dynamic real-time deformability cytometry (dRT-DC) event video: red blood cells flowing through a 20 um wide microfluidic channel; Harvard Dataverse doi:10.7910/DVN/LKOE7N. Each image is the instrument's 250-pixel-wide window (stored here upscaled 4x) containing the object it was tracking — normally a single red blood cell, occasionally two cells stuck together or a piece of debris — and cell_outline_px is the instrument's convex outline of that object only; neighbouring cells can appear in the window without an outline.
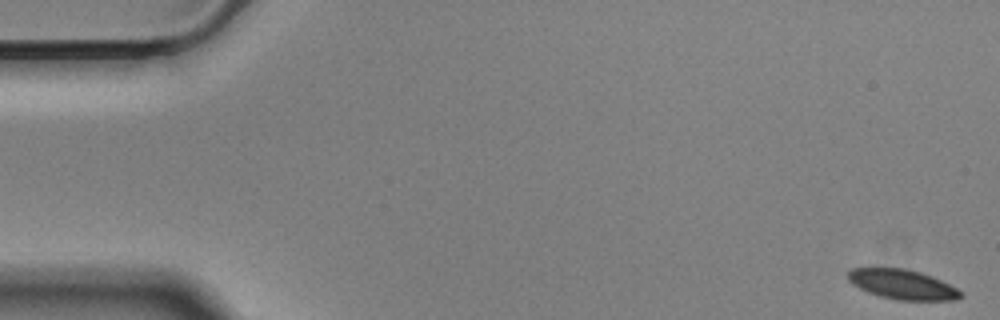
{"species": "Egyptian fruit bat (a non-hibernating species)", "species_latin": "Rousettus aegyptiacus", "temperature_condition": "cold", "stored_images_in_passage": 57, "camera_frame_rate_fps": 3000, "um_per_image_px": 0.085, "animal": {"sex": "male"}, "frame": {"image": 1, "passage_image": 1, "time_ms": 0.0, "image_size_px": [1000, 320], "cell_outline_px": [[964, 296], [952, 300], [896, 300], [880, 296], [868, 292], [852, 284], [848, 280], [848, 272], [852, 268], [872, 264], [904, 268], [920, 272], [932, 276], [964, 292]], "centroid_in_image_um": [76.63, 24.12], "position_along_channel_um": 8.4, "area_um2": 20.23}}
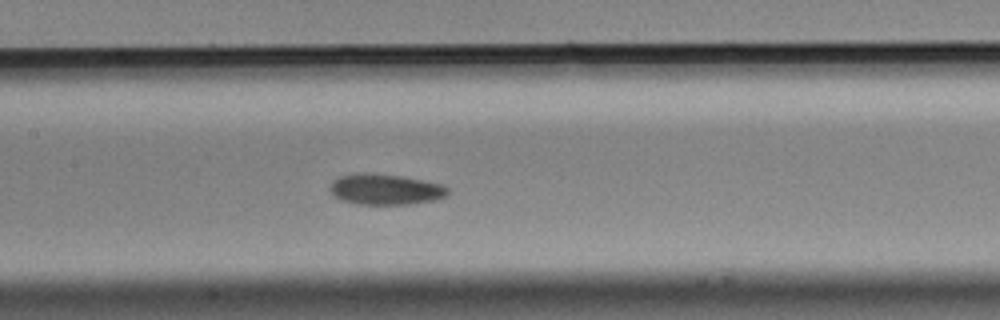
{"frame": {"image": 2, "passage_image": 27, "time_ms": 8.667, "image_size_px": [1000, 320], "cell_outline_px": [[448, 196], [436, 200], [408, 204], [356, 204], [340, 200], [332, 196], [328, 188], [332, 180], [340, 176], [356, 172], [372, 172], [400, 176], [440, 184], [448, 188]], "centroid_in_image_um": [32.68, 16.09], "position_along_channel_um": 174.7, "area_um2": 21.44}}
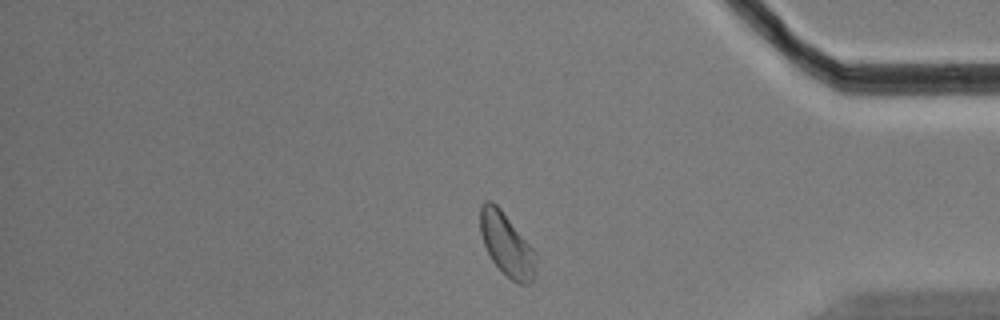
{"frame": {"image": 3, "passage_image": 48, "time_ms": 15.667, "image_size_px": [1000, 320], "cell_outline_px": [[536, 272], [532, 280], [528, 284], [520, 284], [512, 280], [492, 260], [484, 244], [480, 232], [480, 204], [484, 200], [492, 200], [500, 208], [536, 252]], "centroid_in_image_um": [43.07, 20.76], "position_along_channel_um": 392.1, "area_um2": 20.29}, "authors_computed_cell_mechanics": {"area_um2": 20.7502, "velocity_mm_per_s": 3.4693, "shape_relaxation_time_tau1_ms": 3.076, "shape_relaxation_time_tau2_ms": 5.6686, "deformation_change_tau1": 0.0811, "deformation_change_tau2": 0.0889}}